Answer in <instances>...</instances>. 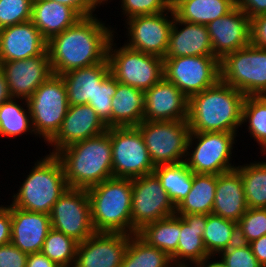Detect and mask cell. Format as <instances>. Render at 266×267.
Wrapping results in <instances>:
<instances>
[{"instance_id": "obj_41", "label": "cell", "mask_w": 266, "mask_h": 267, "mask_svg": "<svg viewBox=\"0 0 266 267\" xmlns=\"http://www.w3.org/2000/svg\"><path fill=\"white\" fill-rule=\"evenodd\" d=\"M33 0H0V29L30 21Z\"/></svg>"}, {"instance_id": "obj_17", "label": "cell", "mask_w": 266, "mask_h": 267, "mask_svg": "<svg viewBox=\"0 0 266 267\" xmlns=\"http://www.w3.org/2000/svg\"><path fill=\"white\" fill-rule=\"evenodd\" d=\"M12 98L28 100L53 75L49 54L24 60L0 62Z\"/></svg>"}, {"instance_id": "obj_34", "label": "cell", "mask_w": 266, "mask_h": 267, "mask_svg": "<svg viewBox=\"0 0 266 267\" xmlns=\"http://www.w3.org/2000/svg\"><path fill=\"white\" fill-rule=\"evenodd\" d=\"M23 101V105L19 103ZM22 105V106H21ZM26 107V109L24 108ZM34 134L27 100L11 98L0 105V136L10 139L23 134Z\"/></svg>"}, {"instance_id": "obj_40", "label": "cell", "mask_w": 266, "mask_h": 267, "mask_svg": "<svg viewBox=\"0 0 266 267\" xmlns=\"http://www.w3.org/2000/svg\"><path fill=\"white\" fill-rule=\"evenodd\" d=\"M116 90L117 80L110 73L97 87L93 100L88 103L107 128L112 127V98Z\"/></svg>"}, {"instance_id": "obj_38", "label": "cell", "mask_w": 266, "mask_h": 267, "mask_svg": "<svg viewBox=\"0 0 266 267\" xmlns=\"http://www.w3.org/2000/svg\"><path fill=\"white\" fill-rule=\"evenodd\" d=\"M78 242L51 228L41 252L58 266H74Z\"/></svg>"}, {"instance_id": "obj_16", "label": "cell", "mask_w": 266, "mask_h": 267, "mask_svg": "<svg viewBox=\"0 0 266 267\" xmlns=\"http://www.w3.org/2000/svg\"><path fill=\"white\" fill-rule=\"evenodd\" d=\"M130 234L95 232L78 243L73 267H121Z\"/></svg>"}, {"instance_id": "obj_33", "label": "cell", "mask_w": 266, "mask_h": 267, "mask_svg": "<svg viewBox=\"0 0 266 267\" xmlns=\"http://www.w3.org/2000/svg\"><path fill=\"white\" fill-rule=\"evenodd\" d=\"M202 238L207 253L218 257L222 251L238 242L237 223L212 213L208 214Z\"/></svg>"}, {"instance_id": "obj_14", "label": "cell", "mask_w": 266, "mask_h": 267, "mask_svg": "<svg viewBox=\"0 0 266 267\" xmlns=\"http://www.w3.org/2000/svg\"><path fill=\"white\" fill-rule=\"evenodd\" d=\"M51 228L83 242L95 231L91 222L87 189L68 188L54 204L50 213Z\"/></svg>"}, {"instance_id": "obj_7", "label": "cell", "mask_w": 266, "mask_h": 267, "mask_svg": "<svg viewBox=\"0 0 266 267\" xmlns=\"http://www.w3.org/2000/svg\"><path fill=\"white\" fill-rule=\"evenodd\" d=\"M35 135L48 143L59 131L69 107L61 75L53 74L27 100Z\"/></svg>"}, {"instance_id": "obj_36", "label": "cell", "mask_w": 266, "mask_h": 267, "mask_svg": "<svg viewBox=\"0 0 266 267\" xmlns=\"http://www.w3.org/2000/svg\"><path fill=\"white\" fill-rule=\"evenodd\" d=\"M121 267H175L171 257L132 234Z\"/></svg>"}, {"instance_id": "obj_48", "label": "cell", "mask_w": 266, "mask_h": 267, "mask_svg": "<svg viewBox=\"0 0 266 267\" xmlns=\"http://www.w3.org/2000/svg\"><path fill=\"white\" fill-rule=\"evenodd\" d=\"M236 6L251 19L266 13V0H236Z\"/></svg>"}, {"instance_id": "obj_19", "label": "cell", "mask_w": 266, "mask_h": 267, "mask_svg": "<svg viewBox=\"0 0 266 267\" xmlns=\"http://www.w3.org/2000/svg\"><path fill=\"white\" fill-rule=\"evenodd\" d=\"M105 131H107V126L90 105H73L68 107L59 131L47 145L53 146L50 154H56L65 147L100 135Z\"/></svg>"}, {"instance_id": "obj_29", "label": "cell", "mask_w": 266, "mask_h": 267, "mask_svg": "<svg viewBox=\"0 0 266 267\" xmlns=\"http://www.w3.org/2000/svg\"><path fill=\"white\" fill-rule=\"evenodd\" d=\"M174 15L185 22L207 25L236 7V0H171Z\"/></svg>"}, {"instance_id": "obj_37", "label": "cell", "mask_w": 266, "mask_h": 267, "mask_svg": "<svg viewBox=\"0 0 266 267\" xmlns=\"http://www.w3.org/2000/svg\"><path fill=\"white\" fill-rule=\"evenodd\" d=\"M248 122V123H247ZM242 126L247 123L250 138L261 147V154L266 151V95L246 96L242 108Z\"/></svg>"}, {"instance_id": "obj_42", "label": "cell", "mask_w": 266, "mask_h": 267, "mask_svg": "<svg viewBox=\"0 0 266 267\" xmlns=\"http://www.w3.org/2000/svg\"><path fill=\"white\" fill-rule=\"evenodd\" d=\"M125 19L136 16L153 15L171 8V0H120Z\"/></svg>"}, {"instance_id": "obj_30", "label": "cell", "mask_w": 266, "mask_h": 267, "mask_svg": "<svg viewBox=\"0 0 266 267\" xmlns=\"http://www.w3.org/2000/svg\"><path fill=\"white\" fill-rule=\"evenodd\" d=\"M180 232V216L174 214L161 220L144 225L137 235L148 245L167 253L177 267V247Z\"/></svg>"}, {"instance_id": "obj_31", "label": "cell", "mask_w": 266, "mask_h": 267, "mask_svg": "<svg viewBox=\"0 0 266 267\" xmlns=\"http://www.w3.org/2000/svg\"><path fill=\"white\" fill-rule=\"evenodd\" d=\"M215 189L216 175L193 173L192 188L175 207V214H211Z\"/></svg>"}, {"instance_id": "obj_21", "label": "cell", "mask_w": 266, "mask_h": 267, "mask_svg": "<svg viewBox=\"0 0 266 267\" xmlns=\"http://www.w3.org/2000/svg\"><path fill=\"white\" fill-rule=\"evenodd\" d=\"M47 52V40L31 22L0 29V62L24 60Z\"/></svg>"}, {"instance_id": "obj_12", "label": "cell", "mask_w": 266, "mask_h": 267, "mask_svg": "<svg viewBox=\"0 0 266 267\" xmlns=\"http://www.w3.org/2000/svg\"><path fill=\"white\" fill-rule=\"evenodd\" d=\"M164 77L188 99L220 80V60L215 56L164 58Z\"/></svg>"}, {"instance_id": "obj_10", "label": "cell", "mask_w": 266, "mask_h": 267, "mask_svg": "<svg viewBox=\"0 0 266 267\" xmlns=\"http://www.w3.org/2000/svg\"><path fill=\"white\" fill-rule=\"evenodd\" d=\"M137 128L154 166L185 162L190 134L188 120H143Z\"/></svg>"}, {"instance_id": "obj_46", "label": "cell", "mask_w": 266, "mask_h": 267, "mask_svg": "<svg viewBox=\"0 0 266 267\" xmlns=\"http://www.w3.org/2000/svg\"><path fill=\"white\" fill-rule=\"evenodd\" d=\"M73 8L82 18L96 15L94 11L105 4L103 0H51Z\"/></svg>"}, {"instance_id": "obj_9", "label": "cell", "mask_w": 266, "mask_h": 267, "mask_svg": "<svg viewBox=\"0 0 266 267\" xmlns=\"http://www.w3.org/2000/svg\"><path fill=\"white\" fill-rule=\"evenodd\" d=\"M115 37L109 42L107 58L111 74L118 82L145 91L164 77L162 57L143 53L125 44L116 47Z\"/></svg>"}, {"instance_id": "obj_53", "label": "cell", "mask_w": 266, "mask_h": 267, "mask_svg": "<svg viewBox=\"0 0 266 267\" xmlns=\"http://www.w3.org/2000/svg\"><path fill=\"white\" fill-rule=\"evenodd\" d=\"M56 267H73V266H58V265H57Z\"/></svg>"}, {"instance_id": "obj_25", "label": "cell", "mask_w": 266, "mask_h": 267, "mask_svg": "<svg viewBox=\"0 0 266 267\" xmlns=\"http://www.w3.org/2000/svg\"><path fill=\"white\" fill-rule=\"evenodd\" d=\"M248 210L240 174L232 171L216 175V189L212 214L234 222Z\"/></svg>"}, {"instance_id": "obj_47", "label": "cell", "mask_w": 266, "mask_h": 267, "mask_svg": "<svg viewBox=\"0 0 266 267\" xmlns=\"http://www.w3.org/2000/svg\"><path fill=\"white\" fill-rule=\"evenodd\" d=\"M11 242V212L9 205H0V245Z\"/></svg>"}, {"instance_id": "obj_5", "label": "cell", "mask_w": 266, "mask_h": 267, "mask_svg": "<svg viewBox=\"0 0 266 267\" xmlns=\"http://www.w3.org/2000/svg\"><path fill=\"white\" fill-rule=\"evenodd\" d=\"M26 176L11 204L29 212L50 215L54 204L69 188L60 159L49 153L37 160Z\"/></svg>"}, {"instance_id": "obj_51", "label": "cell", "mask_w": 266, "mask_h": 267, "mask_svg": "<svg viewBox=\"0 0 266 267\" xmlns=\"http://www.w3.org/2000/svg\"><path fill=\"white\" fill-rule=\"evenodd\" d=\"M11 98L12 97L9 92V87L4 75V71L0 67V105L10 100Z\"/></svg>"}, {"instance_id": "obj_8", "label": "cell", "mask_w": 266, "mask_h": 267, "mask_svg": "<svg viewBox=\"0 0 266 267\" xmlns=\"http://www.w3.org/2000/svg\"><path fill=\"white\" fill-rule=\"evenodd\" d=\"M236 136L230 132H190L187 167L196 174L219 175L234 170L237 166L231 163V156Z\"/></svg>"}, {"instance_id": "obj_13", "label": "cell", "mask_w": 266, "mask_h": 267, "mask_svg": "<svg viewBox=\"0 0 266 267\" xmlns=\"http://www.w3.org/2000/svg\"><path fill=\"white\" fill-rule=\"evenodd\" d=\"M174 214L175 206L154 173L132 179V234L146 224Z\"/></svg>"}, {"instance_id": "obj_18", "label": "cell", "mask_w": 266, "mask_h": 267, "mask_svg": "<svg viewBox=\"0 0 266 267\" xmlns=\"http://www.w3.org/2000/svg\"><path fill=\"white\" fill-rule=\"evenodd\" d=\"M213 55L221 60L226 54L250 44V18L237 6L227 15L207 25Z\"/></svg>"}, {"instance_id": "obj_2", "label": "cell", "mask_w": 266, "mask_h": 267, "mask_svg": "<svg viewBox=\"0 0 266 267\" xmlns=\"http://www.w3.org/2000/svg\"><path fill=\"white\" fill-rule=\"evenodd\" d=\"M245 95L219 80L212 87L193 94L188 104L190 132L237 133L242 126Z\"/></svg>"}, {"instance_id": "obj_39", "label": "cell", "mask_w": 266, "mask_h": 267, "mask_svg": "<svg viewBox=\"0 0 266 267\" xmlns=\"http://www.w3.org/2000/svg\"><path fill=\"white\" fill-rule=\"evenodd\" d=\"M238 241L251 243L266 235V208H248L237 222Z\"/></svg>"}, {"instance_id": "obj_35", "label": "cell", "mask_w": 266, "mask_h": 267, "mask_svg": "<svg viewBox=\"0 0 266 267\" xmlns=\"http://www.w3.org/2000/svg\"><path fill=\"white\" fill-rule=\"evenodd\" d=\"M266 161V160H265ZM254 161L238 165L248 208H266V162Z\"/></svg>"}, {"instance_id": "obj_26", "label": "cell", "mask_w": 266, "mask_h": 267, "mask_svg": "<svg viewBox=\"0 0 266 267\" xmlns=\"http://www.w3.org/2000/svg\"><path fill=\"white\" fill-rule=\"evenodd\" d=\"M111 73L108 58L102 63L71 70L62 74L67 89L69 106L84 105L91 102L97 87Z\"/></svg>"}, {"instance_id": "obj_4", "label": "cell", "mask_w": 266, "mask_h": 267, "mask_svg": "<svg viewBox=\"0 0 266 267\" xmlns=\"http://www.w3.org/2000/svg\"><path fill=\"white\" fill-rule=\"evenodd\" d=\"M95 232L132 235V179L111 177L87 189Z\"/></svg>"}, {"instance_id": "obj_52", "label": "cell", "mask_w": 266, "mask_h": 267, "mask_svg": "<svg viewBox=\"0 0 266 267\" xmlns=\"http://www.w3.org/2000/svg\"><path fill=\"white\" fill-rule=\"evenodd\" d=\"M212 257V258H211ZM214 255L207 256L202 262L197 264L195 267H227V264L224 262V260L219 257V260L211 261L213 260Z\"/></svg>"}, {"instance_id": "obj_44", "label": "cell", "mask_w": 266, "mask_h": 267, "mask_svg": "<svg viewBox=\"0 0 266 267\" xmlns=\"http://www.w3.org/2000/svg\"><path fill=\"white\" fill-rule=\"evenodd\" d=\"M27 257L11 242L0 245V267H26Z\"/></svg>"}, {"instance_id": "obj_3", "label": "cell", "mask_w": 266, "mask_h": 267, "mask_svg": "<svg viewBox=\"0 0 266 267\" xmlns=\"http://www.w3.org/2000/svg\"><path fill=\"white\" fill-rule=\"evenodd\" d=\"M112 145L108 131L74 143L55 155L64 168L69 188L88 189L113 177Z\"/></svg>"}, {"instance_id": "obj_15", "label": "cell", "mask_w": 266, "mask_h": 267, "mask_svg": "<svg viewBox=\"0 0 266 267\" xmlns=\"http://www.w3.org/2000/svg\"><path fill=\"white\" fill-rule=\"evenodd\" d=\"M171 16H169V15ZM174 20L172 7L159 14L136 16L127 19L126 46L162 57L164 59L168 48V41ZM129 41V42H128Z\"/></svg>"}, {"instance_id": "obj_45", "label": "cell", "mask_w": 266, "mask_h": 267, "mask_svg": "<svg viewBox=\"0 0 266 267\" xmlns=\"http://www.w3.org/2000/svg\"><path fill=\"white\" fill-rule=\"evenodd\" d=\"M250 44L266 49V13L250 19Z\"/></svg>"}, {"instance_id": "obj_49", "label": "cell", "mask_w": 266, "mask_h": 267, "mask_svg": "<svg viewBox=\"0 0 266 267\" xmlns=\"http://www.w3.org/2000/svg\"><path fill=\"white\" fill-rule=\"evenodd\" d=\"M249 245L258 262L263 267H266V235L261 236L257 240L249 243Z\"/></svg>"}, {"instance_id": "obj_24", "label": "cell", "mask_w": 266, "mask_h": 267, "mask_svg": "<svg viewBox=\"0 0 266 267\" xmlns=\"http://www.w3.org/2000/svg\"><path fill=\"white\" fill-rule=\"evenodd\" d=\"M177 215L180 216L177 267H195L209 256L202 238L206 227V214Z\"/></svg>"}, {"instance_id": "obj_11", "label": "cell", "mask_w": 266, "mask_h": 267, "mask_svg": "<svg viewBox=\"0 0 266 267\" xmlns=\"http://www.w3.org/2000/svg\"><path fill=\"white\" fill-rule=\"evenodd\" d=\"M112 145L113 177L135 179L154 172L143 136L137 127L107 128Z\"/></svg>"}, {"instance_id": "obj_27", "label": "cell", "mask_w": 266, "mask_h": 267, "mask_svg": "<svg viewBox=\"0 0 266 267\" xmlns=\"http://www.w3.org/2000/svg\"><path fill=\"white\" fill-rule=\"evenodd\" d=\"M82 17L71 7L51 0H33L30 21L48 41Z\"/></svg>"}, {"instance_id": "obj_1", "label": "cell", "mask_w": 266, "mask_h": 267, "mask_svg": "<svg viewBox=\"0 0 266 267\" xmlns=\"http://www.w3.org/2000/svg\"><path fill=\"white\" fill-rule=\"evenodd\" d=\"M96 16L81 18L47 41L53 74L62 75L107 59L109 42L115 30Z\"/></svg>"}, {"instance_id": "obj_20", "label": "cell", "mask_w": 266, "mask_h": 267, "mask_svg": "<svg viewBox=\"0 0 266 267\" xmlns=\"http://www.w3.org/2000/svg\"><path fill=\"white\" fill-rule=\"evenodd\" d=\"M144 101V120H188L189 99L165 77L144 91Z\"/></svg>"}, {"instance_id": "obj_22", "label": "cell", "mask_w": 266, "mask_h": 267, "mask_svg": "<svg viewBox=\"0 0 266 267\" xmlns=\"http://www.w3.org/2000/svg\"><path fill=\"white\" fill-rule=\"evenodd\" d=\"M11 212V243L26 254L41 252L51 229L50 215L29 212L9 205Z\"/></svg>"}, {"instance_id": "obj_6", "label": "cell", "mask_w": 266, "mask_h": 267, "mask_svg": "<svg viewBox=\"0 0 266 267\" xmlns=\"http://www.w3.org/2000/svg\"><path fill=\"white\" fill-rule=\"evenodd\" d=\"M220 80L245 96L266 95V49L251 44L220 60Z\"/></svg>"}, {"instance_id": "obj_23", "label": "cell", "mask_w": 266, "mask_h": 267, "mask_svg": "<svg viewBox=\"0 0 266 267\" xmlns=\"http://www.w3.org/2000/svg\"><path fill=\"white\" fill-rule=\"evenodd\" d=\"M189 56H214L207 26L188 23L174 15L164 58Z\"/></svg>"}, {"instance_id": "obj_50", "label": "cell", "mask_w": 266, "mask_h": 267, "mask_svg": "<svg viewBox=\"0 0 266 267\" xmlns=\"http://www.w3.org/2000/svg\"><path fill=\"white\" fill-rule=\"evenodd\" d=\"M53 261H51L42 252H36L33 254H28L26 267H56Z\"/></svg>"}, {"instance_id": "obj_32", "label": "cell", "mask_w": 266, "mask_h": 267, "mask_svg": "<svg viewBox=\"0 0 266 267\" xmlns=\"http://www.w3.org/2000/svg\"><path fill=\"white\" fill-rule=\"evenodd\" d=\"M176 207L189 193L193 184V172L185 162L155 166L153 172Z\"/></svg>"}, {"instance_id": "obj_28", "label": "cell", "mask_w": 266, "mask_h": 267, "mask_svg": "<svg viewBox=\"0 0 266 267\" xmlns=\"http://www.w3.org/2000/svg\"><path fill=\"white\" fill-rule=\"evenodd\" d=\"M144 91L117 81L112 98V127H137L144 120Z\"/></svg>"}, {"instance_id": "obj_43", "label": "cell", "mask_w": 266, "mask_h": 267, "mask_svg": "<svg viewBox=\"0 0 266 267\" xmlns=\"http://www.w3.org/2000/svg\"><path fill=\"white\" fill-rule=\"evenodd\" d=\"M218 256L224 260L227 267H263L252 253L250 245L239 241Z\"/></svg>"}]
</instances>
